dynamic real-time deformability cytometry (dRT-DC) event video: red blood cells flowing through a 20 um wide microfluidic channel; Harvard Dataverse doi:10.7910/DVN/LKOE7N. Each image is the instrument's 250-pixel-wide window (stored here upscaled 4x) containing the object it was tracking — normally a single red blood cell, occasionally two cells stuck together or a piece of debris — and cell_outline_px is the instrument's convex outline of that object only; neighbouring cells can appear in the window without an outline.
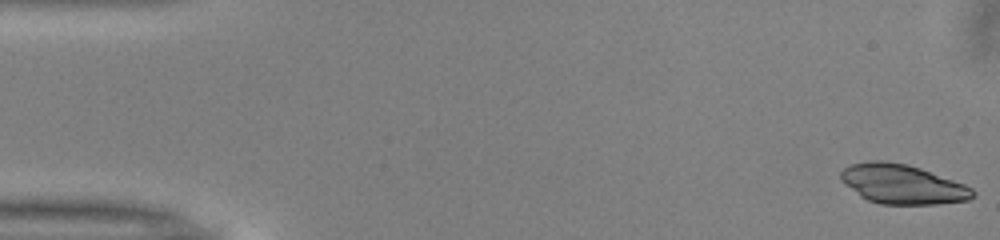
{"species": "common noctule bat (a hibernating species)", "species_latin": "Nyctalus noctula", "temperature_condition": "warm", "stored_images_in_passage": 50, "camera_frame_rate_fps": 3000, "um_per_image_px": 0.085, "animal": {"sex": "male", "body_mass_g": 13.0, "forearm_length_mm": 53.1}, "frame": {"image": 1, "passage_image": 1, "time_ms": 0.0, "image_size_px": [1000, 240], "cell_outline_px": [[976, 196], [968, 200], [936, 204], [880, 204], [868, 200], [860, 196], [844, 184], [840, 180], [840, 172], [848, 164], [872, 160], [880, 160], [908, 164], [920, 168], [964, 184], [972, 188], [976, 192]], "centroid_in_image_um": [76.68, 15.65], "position_along_channel_um": 8.3, "area_um2": 30.46}}